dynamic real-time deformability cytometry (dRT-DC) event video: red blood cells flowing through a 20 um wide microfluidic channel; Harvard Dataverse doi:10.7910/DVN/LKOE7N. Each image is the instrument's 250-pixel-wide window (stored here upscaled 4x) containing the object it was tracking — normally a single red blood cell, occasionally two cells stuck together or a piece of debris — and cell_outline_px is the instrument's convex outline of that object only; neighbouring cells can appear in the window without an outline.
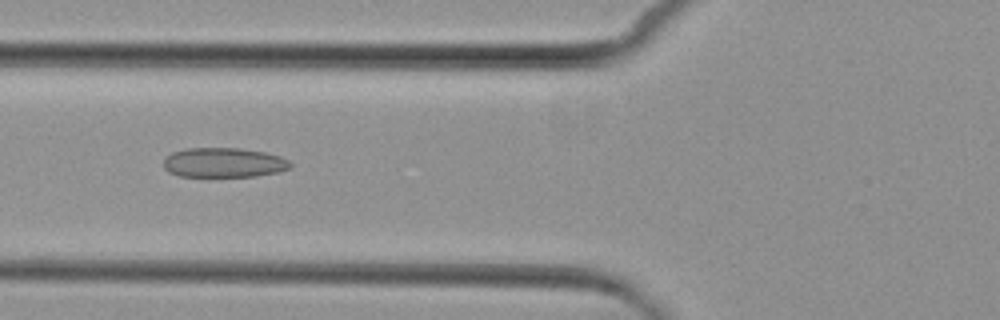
{"species": "common noctule bat (a hibernating species)", "species_latin": "Nyctalus noctula", "temperature_condition": "cold", "stored_images_in_passage": 5, "camera_frame_rate_fps": 3000, "um_per_image_px": 0.085, "animal": {"sex": "female", "body_mass_g": 29.2, "forearm_length_mm": 56.3}, "frame": {"image": 1, "passage_image": 3, "time_ms": 2.333, "image_size_px": [1000, 320], "cell_outline_px": [[292, 168], [280, 172], [256, 176], [180, 176], [168, 172], [164, 168], [164, 156], [172, 152], [184, 148], [240, 148], [268, 152], [280, 156], [288, 160], [292, 164]], "centroid_in_image_um": [19.04, 13.81], "position_along_channel_um": 106.8, "area_um2": 22.25}}
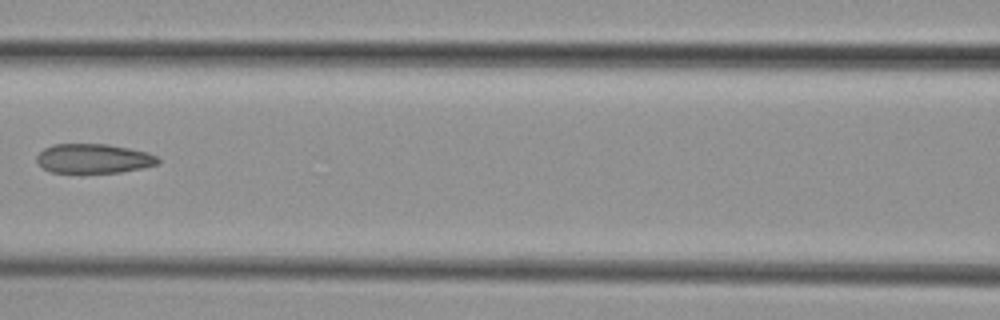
{"frame": {"image": 2, "passage_image": 4, "time_ms": 3.667, "image_size_px": [1000, 320], "cell_outline_px": [[160, 164], [120, 172], [80, 176], [52, 172], [44, 168], [36, 160], [36, 156], [44, 148], [52, 144], [108, 144], [148, 152], [156, 156], [160, 160]], "centroid_in_image_um": [7.93, 13.52], "position_along_channel_um": 158.7, "area_um2": 21.62}}
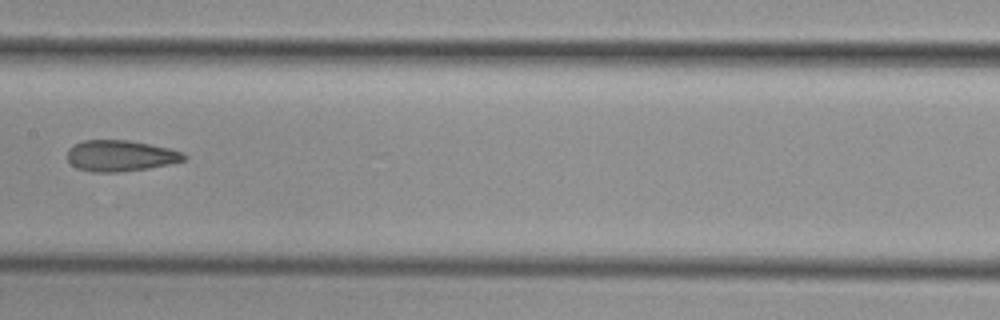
{"frame": {"image": 3, "passage_image": 5, "time_ms": 4.667, "image_size_px": [1000, 320], "cell_outline_px": [[188, 156], [184, 160], [168, 164], [148, 168], [120, 172], [92, 172], [76, 168], [68, 160], [68, 148], [84, 140], [128, 140], [168, 148], [184, 152]], "centroid_in_image_um": [10.24, 13.24], "position_along_channel_um": 197.2, "area_um2": 21.04}}